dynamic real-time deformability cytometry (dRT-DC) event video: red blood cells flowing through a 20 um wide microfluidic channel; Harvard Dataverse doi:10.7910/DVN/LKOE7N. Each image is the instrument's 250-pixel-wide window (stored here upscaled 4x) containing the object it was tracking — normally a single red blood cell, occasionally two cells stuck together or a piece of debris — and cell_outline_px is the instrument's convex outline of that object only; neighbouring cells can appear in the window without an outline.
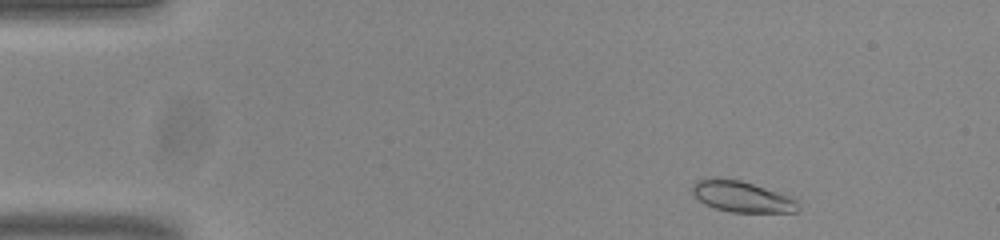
{"species": "common noctule bat (a hibernating species)", "species_latin": "Nyctalus noctula", "temperature_condition": "room temperature", "stored_images_in_passage": 49, "camera_frame_rate_fps": 3000, "um_per_image_px": 0.085, "animal": {"sex": "male", "body_mass_g": 20.0, "forearm_length_mm": 53.3}, "frame": {"image": 1, "passage_image": 2, "time_ms": 0.333, "image_size_px": [1000, 240], "cell_outline_px": [[800, 208], [796, 212], [732, 212], [716, 208], [704, 204], [692, 192], [692, 184], [696, 180], [740, 180], [788, 196], [796, 200]], "centroid_in_image_um": [63.08, 16.75], "position_along_channel_um": 21.9, "area_um2": 18.38}}
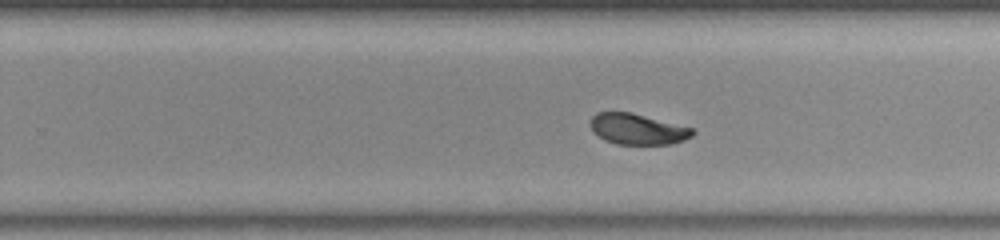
{"frame": {"image": 2, "passage_image": 29, "time_ms": 9.333, "image_size_px": [1000, 240], "cell_outline_px": [[696, 132], [692, 136], [684, 140], [672, 144], [616, 144], [604, 140], [592, 132], [588, 124], [592, 116], [596, 112], [632, 112], [692, 128]], "centroid_in_image_um": [54.15, 10.97], "position_along_channel_um": 275.7, "area_um2": 18.55}}
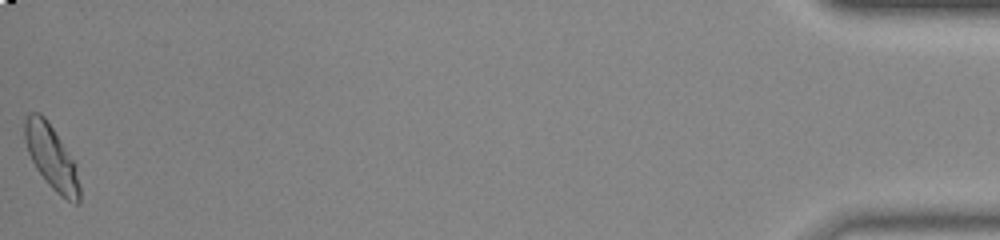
{"frame": {"image": 3, "passage_image": 49, "time_ms": 16.0, "image_size_px": [1000, 240], "cell_outline_px": [[80, 204], [76, 204], [60, 196], [48, 184], [36, 168], [28, 152], [24, 140], [24, 120], [28, 112], [40, 112], [48, 120], [76, 164], [80, 184]], "centroid_in_image_um": [4.38, 13.35], "position_along_channel_um": 430.8, "area_um2": 20.69}, "authors_computed_cell_mechanics": {"area_um2": 19.0162, "velocity_mm_per_s": 3.7852, "shape_relaxation_time_tau1_ms": 3.8482, "shape_relaxation_time_tau2_ms": 1.4054, "deformation_change_tau1": 0.1529, "deformation_change_tau2": 0.0648}}